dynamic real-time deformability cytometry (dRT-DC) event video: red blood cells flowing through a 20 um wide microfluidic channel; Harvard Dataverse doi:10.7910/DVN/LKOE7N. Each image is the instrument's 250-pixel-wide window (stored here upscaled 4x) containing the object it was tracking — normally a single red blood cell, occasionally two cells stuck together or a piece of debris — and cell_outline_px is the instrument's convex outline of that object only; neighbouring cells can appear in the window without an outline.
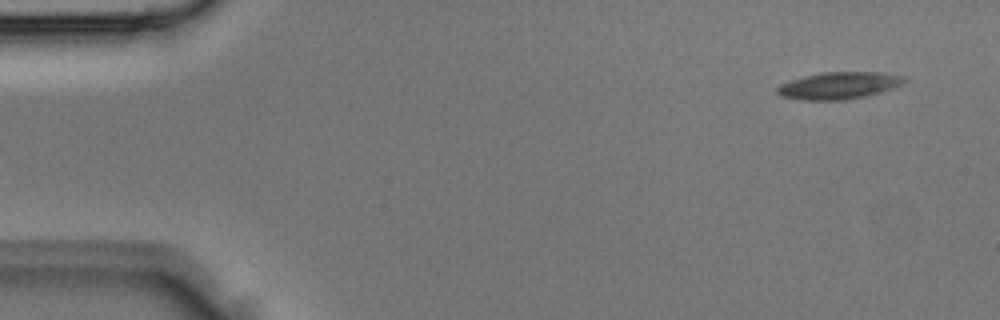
{"species": "Egyptian fruit bat (a non-hibernating species)", "species_latin": "Rousettus aegyptiacus", "temperature_condition": "room temperature", "stored_images_in_passage": 3, "camera_frame_rate_fps": 3000, "um_per_image_px": 0.085, "animal": {"sex": "male"}, "frame": {"image": 1, "passage_image": 1, "time_ms": 0.0, "image_size_px": [1000, 320], "cell_outline_px": [[908, 80], [904, 84], [868, 96], [844, 100], [800, 100], [780, 96], [776, 92], [776, 88], [780, 84], [804, 76], [820, 72], [884, 72], [904, 76]], "centroid_in_image_um": [71.33, 7.27], "position_along_channel_um": 13.7, "area_um2": 20.29}}